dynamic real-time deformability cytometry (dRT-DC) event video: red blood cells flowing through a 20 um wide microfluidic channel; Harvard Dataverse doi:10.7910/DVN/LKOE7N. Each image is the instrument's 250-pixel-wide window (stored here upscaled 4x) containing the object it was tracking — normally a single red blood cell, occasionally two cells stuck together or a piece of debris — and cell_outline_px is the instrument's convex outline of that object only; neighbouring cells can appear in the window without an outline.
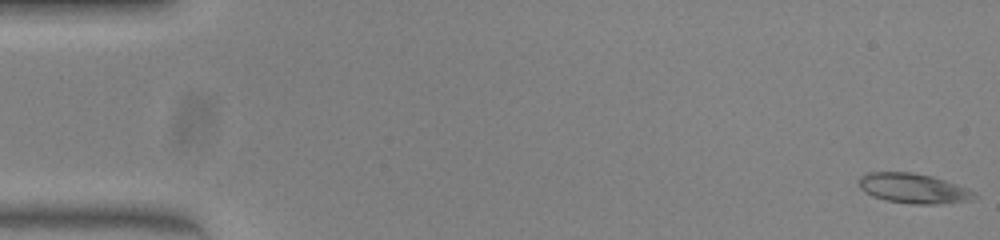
{"species": "common noctule bat (a hibernating species)", "species_latin": "Nyctalus noctula", "temperature_condition": "warm", "stored_images_in_passage": 51, "camera_frame_rate_fps": 3000, "um_per_image_px": 0.085, "animal": {"sex": "female", "body_mass_g": 23.0, "forearm_length_mm": 53.4}, "frame": {"image": 1, "passage_image": 1, "time_ms": 0.0, "image_size_px": [1000, 240], "cell_outline_px": [[976, 196], [964, 200], [936, 204], [912, 204], [888, 200], [872, 196], [860, 188], [860, 176], [868, 172], [912, 172], [932, 176], [968, 188], [976, 192]], "centroid_in_image_um": [77.61, 15.99], "position_along_channel_um": 7.4, "area_um2": 19.77}}
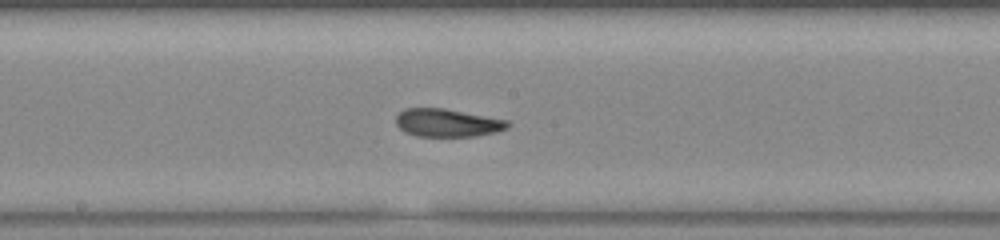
{"frame": {"image": 2, "passage_image": 27, "time_ms": 8.667, "image_size_px": [1000, 240], "cell_outline_px": [[512, 124], [508, 128], [496, 132], [476, 136], [416, 136], [404, 132], [396, 124], [396, 116], [404, 108], [444, 108], [508, 120]], "centroid_in_image_um": [38.04, 10.44], "position_along_channel_um": 210.2, "area_um2": 18.32}}
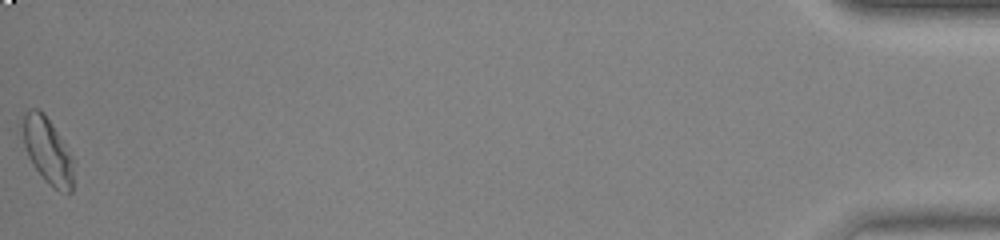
{"frame": {"image": 3, "passage_image": 51, "time_ms": 16.667, "image_size_px": [1000, 240], "cell_outline_px": [[72, 192], [60, 192], [48, 184], [44, 180], [28, 156], [24, 144], [24, 112], [28, 108], [36, 108], [44, 112], [52, 124], [72, 160]], "centroid_in_image_um": [4.02, 12.81], "position_along_channel_um": 431.2, "area_um2": 18.84}, "authors_computed_cell_mechanics": {"area_um2": 18.8428, "velocity_mm_per_s": 4.0401, "shape_relaxation_time_tau1_ms": 7.8029, "shape_relaxation_time_tau2_ms": 1.717, "deformation_change_tau1": 0.2148, "deformation_change_tau2": 0.0544}}